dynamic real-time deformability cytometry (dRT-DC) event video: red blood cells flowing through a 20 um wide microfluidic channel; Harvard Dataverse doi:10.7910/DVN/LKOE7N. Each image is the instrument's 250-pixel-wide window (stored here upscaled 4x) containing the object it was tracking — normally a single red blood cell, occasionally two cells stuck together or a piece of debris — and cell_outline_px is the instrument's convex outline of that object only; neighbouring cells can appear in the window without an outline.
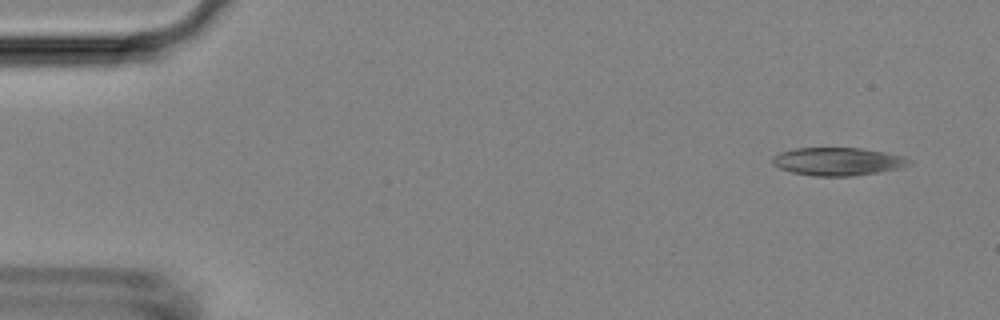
{"species": "Egyptian fruit bat (a non-hibernating species)", "species_latin": "Rousettus aegyptiacus", "temperature_condition": "room temperature", "stored_images_in_passage": 4, "camera_frame_rate_fps": 3000, "um_per_image_px": 0.085, "animal": {"sex": "female"}, "frame": {"image": 1, "passage_image": 1, "time_ms": 0.0, "image_size_px": [1000, 320], "cell_outline_px": [[912, 164], [900, 168], [852, 176], [812, 176], [792, 172], [780, 168], [772, 164], [772, 156], [780, 152], [792, 148], [860, 148], [884, 152], [904, 156], [912, 160]], "centroid_in_image_um": [71.2, 13.72], "position_along_channel_um": 13.8, "area_um2": 22.37}}
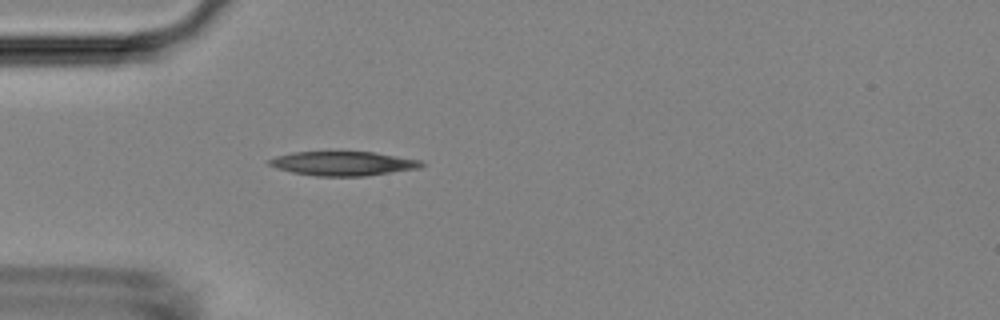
{"frame": {"image": 2, "passage_image": 4, "time_ms": 3.667, "image_size_px": [1000, 320], "cell_outline_px": [[424, 164], [420, 168], [364, 176], [316, 176], [292, 172], [276, 168], [268, 164], [264, 160], [276, 156], [292, 152], [372, 152], [420, 160]], "centroid_in_image_um": [29.09, 13.9], "position_along_channel_um": 55.9, "area_um2": 21.39}}